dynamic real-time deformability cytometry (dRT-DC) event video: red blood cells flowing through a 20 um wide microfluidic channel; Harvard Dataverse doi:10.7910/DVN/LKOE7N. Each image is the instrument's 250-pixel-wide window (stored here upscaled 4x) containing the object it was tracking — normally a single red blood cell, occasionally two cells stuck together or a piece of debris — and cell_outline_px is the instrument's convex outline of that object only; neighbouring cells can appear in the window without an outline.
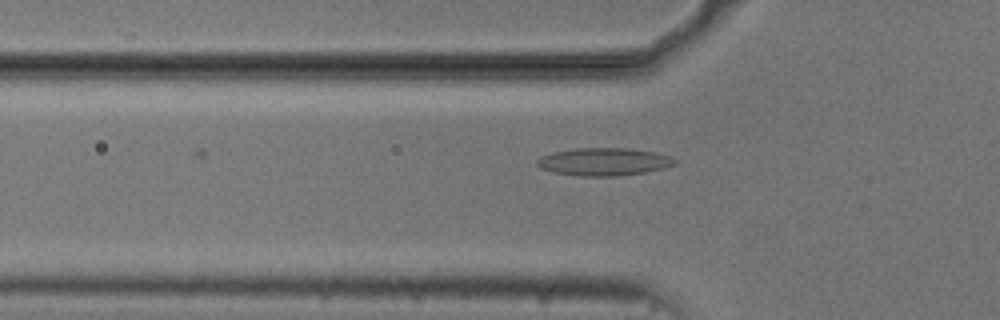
{"species": "common noctule bat (a hibernating species)", "species_latin": "Nyctalus noctula", "temperature_condition": "cold", "stored_images_in_passage": 24, "camera_frame_rate_fps": 3000, "um_per_image_px": 0.085, "animal": {"sex": "male", "body_mass_g": 20.5, "forearm_length_mm": 52.5}, "frame": {"image": 1, "passage_image": 2, "time_ms": 0.333, "image_size_px": [1000, 320], "cell_outline_px": [[676, 164], [664, 168], [644, 172], [616, 176], [580, 176], [552, 172], [540, 168], [536, 164], [536, 160], [540, 156], [552, 152], [576, 148], [628, 148], [656, 152], [668, 156], [676, 160]], "centroid_in_image_um": [51.29, 13.74], "position_along_channel_um": 74.5, "area_um2": 22.31}}
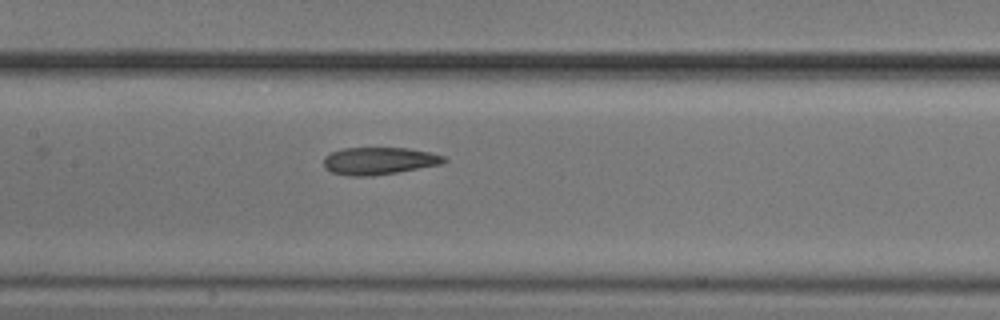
{"frame": {"image": 2, "passage_image": 10, "time_ms": 3.0, "image_size_px": [1000, 320], "cell_outline_px": [[448, 160], [440, 164], [396, 172], [372, 176], [348, 176], [332, 172], [324, 168], [324, 156], [332, 152], [344, 148], [408, 148], [428, 152], [444, 156]], "centroid_in_image_um": [32.18, 13.67], "position_along_channel_um": 175.2, "area_um2": 19.02}}
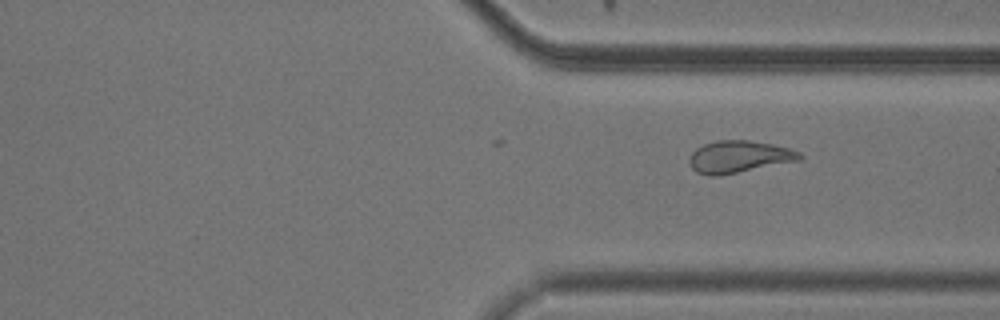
{"frame": {"image": 3, "passage_image": 24, "time_ms": 7.667, "image_size_px": [1000, 320], "cell_outline_px": [[804, 156], [800, 160], [720, 176], [708, 176], [696, 172], [692, 168], [688, 160], [692, 152], [696, 148], [704, 144], [716, 140], [748, 140], [772, 144], [788, 148], [800, 152]], "centroid_in_image_um": [62.79, 13.33], "position_along_channel_um": 348.6, "area_um2": 20.75}}